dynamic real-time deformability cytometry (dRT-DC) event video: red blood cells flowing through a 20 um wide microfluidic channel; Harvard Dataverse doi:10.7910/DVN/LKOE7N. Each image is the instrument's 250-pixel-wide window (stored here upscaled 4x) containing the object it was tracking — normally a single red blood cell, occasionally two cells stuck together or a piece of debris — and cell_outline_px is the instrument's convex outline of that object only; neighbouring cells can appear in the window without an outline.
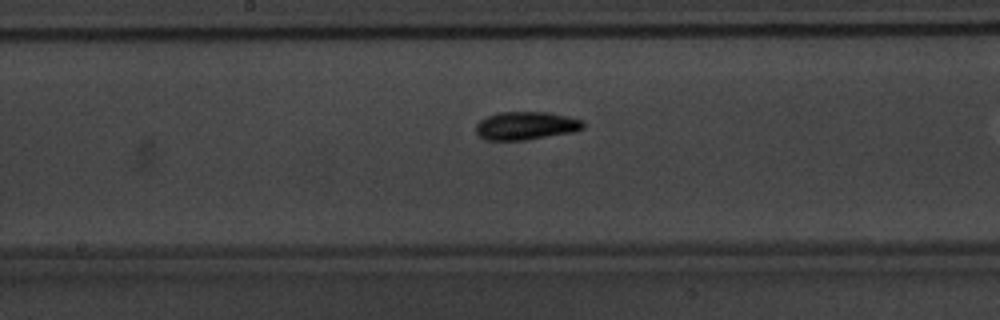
{"species": "common noctule bat (a hibernating species)", "species_latin": "Nyctalus noctula", "temperature_condition": "warm", "stored_images_in_passage": 38, "camera_frame_rate_fps": 3000, "um_per_image_px": 0.085, "animal": {"sex": "male", "body_mass_g": 20.1, "forearm_length_mm": 53.5}, "frame": {"image": 1, "passage_image": 23, "time_ms": 7.333, "image_size_px": [1000, 320], "cell_outline_px": [[584, 128], [572, 132], [524, 140], [484, 140], [476, 132], [476, 124], [480, 120], [488, 116], [500, 112], [548, 112], [584, 120]], "centroid_in_image_um": [44.7, 10.68], "position_along_channel_um": 203.5, "area_um2": 17.51}}
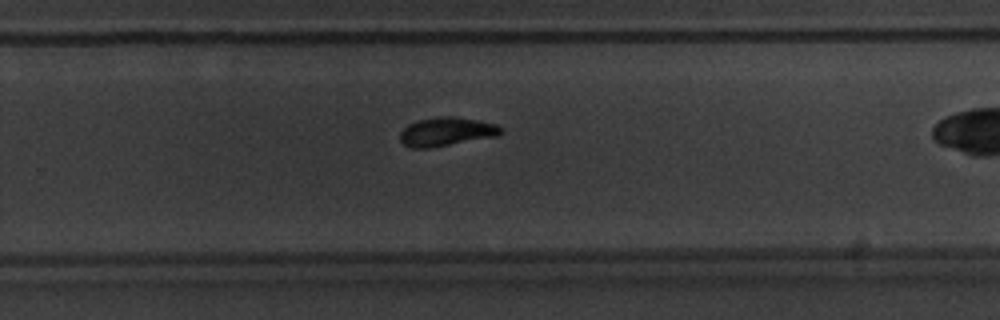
{"frame": {"image": 2, "passage_image": 30, "time_ms": 9.667, "image_size_px": [1000, 320], "cell_outline_px": [[500, 132], [496, 136], [428, 148], [412, 148], [404, 144], [400, 140], [400, 132], [408, 124], [420, 120], [440, 116], [452, 116], [480, 120], [496, 124], [500, 128]], "centroid_in_image_um": [37.91, 11.18], "position_along_channel_um": 291.9, "area_um2": 16.59}}
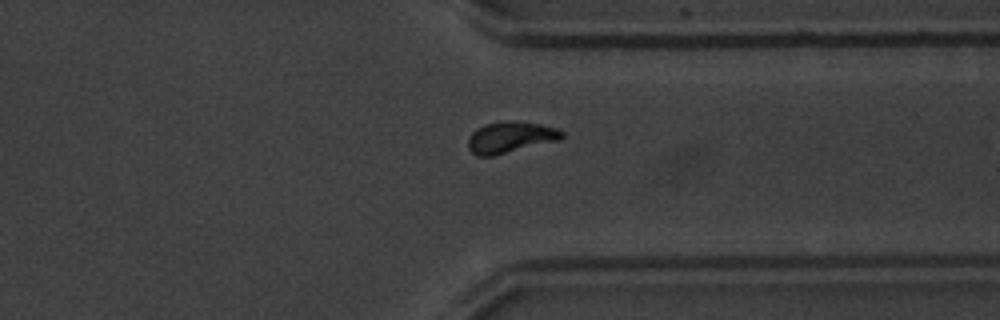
{"frame": {"image": 3, "passage_image": 36, "time_ms": 11.667, "image_size_px": [1000, 320], "cell_outline_px": [[564, 136], [560, 140], [492, 156], [476, 156], [468, 148], [468, 140], [472, 132], [476, 128], [484, 124], [540, 124], [556, 128], [564, 132]], "centroid_in_image_um": [43.37, 11.73], "position_along_channel_um": 368.0, "area_um2": 16.3}}